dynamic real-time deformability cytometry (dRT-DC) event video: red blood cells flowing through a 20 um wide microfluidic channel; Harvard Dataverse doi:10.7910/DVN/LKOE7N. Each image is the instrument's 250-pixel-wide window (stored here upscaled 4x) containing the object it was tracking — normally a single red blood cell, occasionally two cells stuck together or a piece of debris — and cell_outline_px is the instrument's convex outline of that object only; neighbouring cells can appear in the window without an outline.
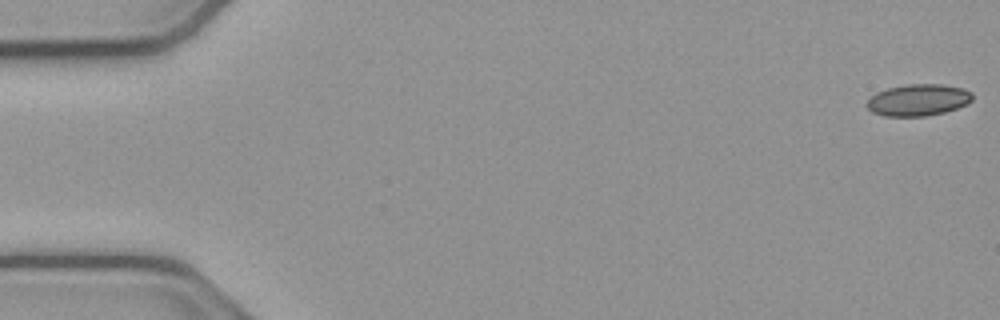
{"species": "common noctule bat (a hibernating species)", "species_latin": "Nyctalus noctula", "temperature_condition": "cold", "stored_images_in_passage": 10, "camera_frame_rate_fps": 3000, "um_per_image_px": 0.085, "animal": {"sex": "male", "body_mass_g": 23.1, "forearm_length_mm": 52.7}, "frame": {"image": 1, "passage_image": 1, "time_ms": 0.0, "image_size_px": [1000, 320], "cell_outline_px": [[972, 100], [968, 104], [944, 112], [924, 116], [884, 116], [872, 112], [868, 108], [868, 100], [876, 92], [888, 88], [908, 84], [944, 84], [964, 88], [972, 92]], "centroid_in_image_um": [78.08, 8.49], "position_along_channel_um": 6.9, "area_um2": 19.48}}